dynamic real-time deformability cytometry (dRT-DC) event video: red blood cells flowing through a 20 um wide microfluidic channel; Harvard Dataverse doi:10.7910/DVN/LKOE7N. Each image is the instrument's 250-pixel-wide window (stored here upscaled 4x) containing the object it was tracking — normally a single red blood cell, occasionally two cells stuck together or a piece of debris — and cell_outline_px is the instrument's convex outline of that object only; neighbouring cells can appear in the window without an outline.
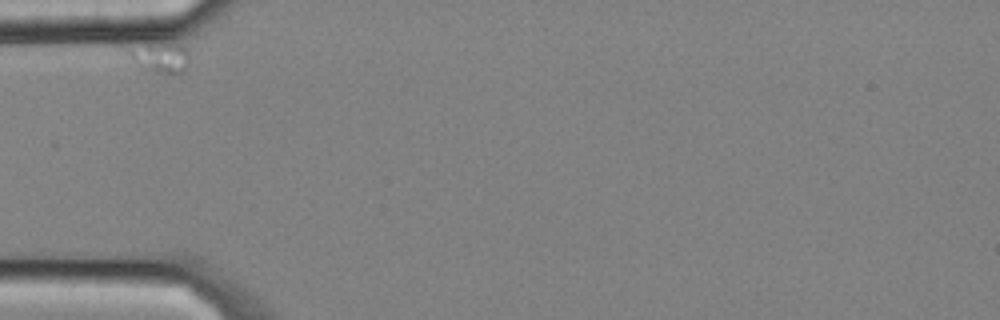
{"species": "common noctule bat (a hibernating species)", "species_latin": "Nyctalus noctula", "temperature_condition": "cold", "stored_images_in_passage": 1, "camera_frame_rate_fps": 3000, "um_per_image_px": 0.085, "animal": {"sex": "male", "body_mass_g": 20.4}, "frame": {"image": 1, "passage_image": 1, "time_ms": 0.0, "image_size_px": [1000, 320], "cell_outline_px": [[188, 64], [184, 72], [176, 76], [172, 76], [156, 72], [144, 68], [132, 56], [132, 52], [148, 44], [160, 40], [164, 40], [180, 44], [188, 52]], "centroid_in_image_um": [13.85, 4.9], "position_along_channel_um": 71.2, "area_um2": 10.46}}